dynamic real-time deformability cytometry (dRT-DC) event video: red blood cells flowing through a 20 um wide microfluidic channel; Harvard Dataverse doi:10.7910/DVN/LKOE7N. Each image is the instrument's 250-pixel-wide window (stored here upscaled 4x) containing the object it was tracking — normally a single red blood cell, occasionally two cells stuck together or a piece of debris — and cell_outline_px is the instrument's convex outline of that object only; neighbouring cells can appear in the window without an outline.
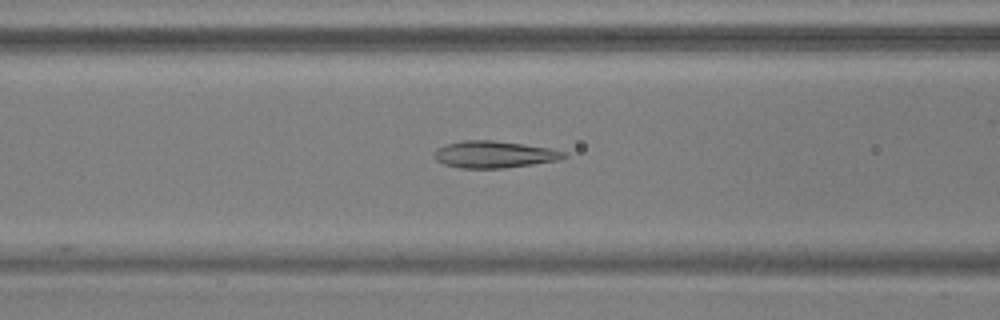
{"species": "common noctule bat (a hibernating species)", "species_latin": "Nyctalus noctula", "temperature_condition": "warm", "stored_images_in_passage": 49, "camera_frame_rate_fps": 3000, "um_per_image_px": 0.085, "animal": {"sex": "male", "body_mass_g": 17.9, "forearm_length_mm": 54.2}, "frame": {"image": 1, "passage_image": 17, "time_ms": 5.333, "image_size_px": [1000, 320], "cell_outline_px": [[568, 156], [560, 160], [504, 168], [460, 168], [444, 164], [436, 160], [432, 156], [436, 148], [444, 144], [464, 140], [492, 140], [524, 144], [548, 148], [568, 152]], "centroid_in_image_um": [41.99, 13.12], "position_along_channel_um": 124.6, "area_um2": 20.52}}
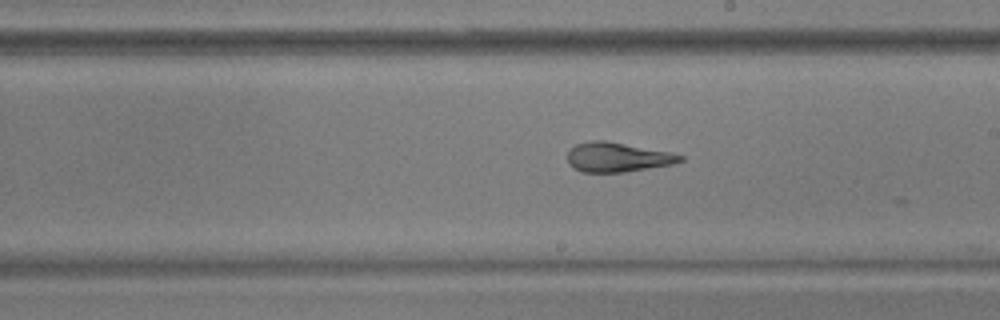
{"frame": {"image": 2, "passage_image": 26, "time_ms": 8.333, "image_size_px": [1000, 320], "cell_outline_px": [[684, 160], [672, 164], [624, 172], [580, 172], [568, 164], [568, 152], [576, 144], [592, 140], [604, 140], [672, 152], [684, 156]], "centroid_in_image_um": [52.49, 13.36], "position_along_channel_um": 236.5, "area_um2": 19.36}}
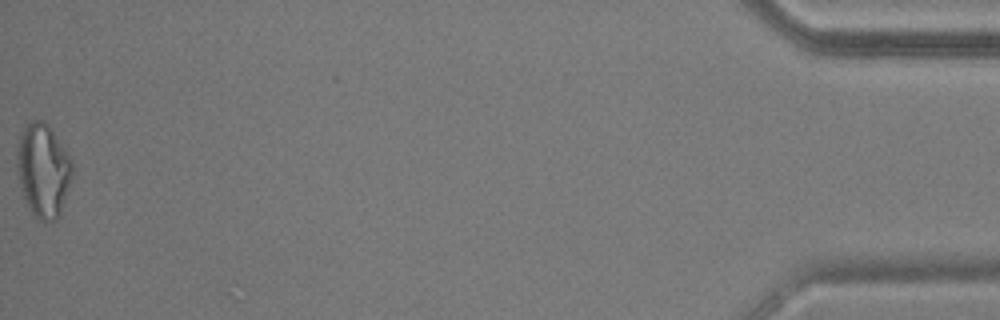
{"frame": {"image": 3, "passage_image": 49, "time_ms": 16.0, "image_size_px": [1000, 320], "cell_outline_px": [[72, 176], [60, 216], [56, 220], [40, 220], [32, 212], [20, 188], [16, 168], [16, 148], [20, 132], [24, 124], [32, 120], [44, 120], [48, 124], [68, 152], [72, 160]], "centroid_in_image_um": [3.65, 14.42], "position_along_channel_um": 431.5, "area_um2": 30.52}, "authors_computed_cell_mechanics": {"area_um2": 20.8658, "velocity_mm_per_s": 3.7267, "shape_relaxation_time_tau1_ms": 7.9017, "shape_relaxation_time_tau2_ms": 1.6732, "deformation_change_tau1": 0.1957, "deformation_change_tau2": 0.0846}}